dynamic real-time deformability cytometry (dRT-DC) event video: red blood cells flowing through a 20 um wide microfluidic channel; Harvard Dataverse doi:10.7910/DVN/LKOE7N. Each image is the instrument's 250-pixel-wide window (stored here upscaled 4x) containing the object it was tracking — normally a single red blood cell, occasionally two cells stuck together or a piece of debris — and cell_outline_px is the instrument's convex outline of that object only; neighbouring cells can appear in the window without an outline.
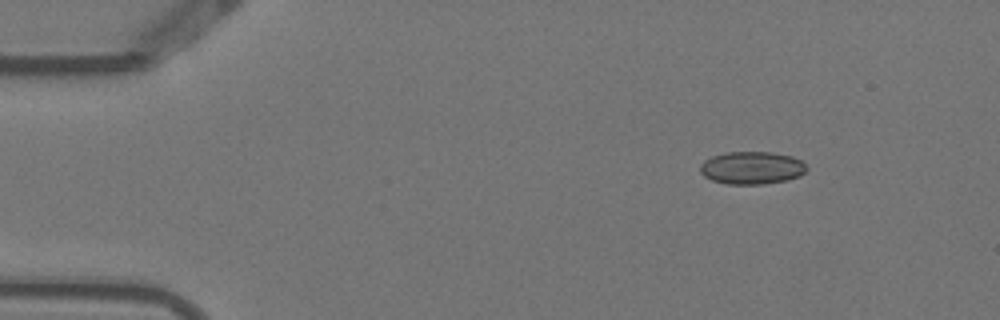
{"species": "Egyptian fruit bat (a non-hibernating species)", "species_latin": "Rousettus aegyptiacus", "temperature_condition": "warm", "stored_images_in_passage": 7, "camera_frame_rate_fps": 3000, "um_per_image_px": 0.085, "animal": {"sex": "female"}, "frame": {"image": 1, "passage_image": 1, "time_ms": 0.0, "image_size_px": [1000, 320], "cell_outline_px": [[808, 168], [800, 176], [788, 180], [764, 184], [728, 184], [712, 180], [704, 176], [700, 172], [700, 164], [704, 160], [712, 156], [724, 152], [772, 152], [792, 156], [800, 160]], "centroid_in_image_um": [63.9, 14.26], "position_along_channel_um": 21.1, "area_um2": 20.4}}